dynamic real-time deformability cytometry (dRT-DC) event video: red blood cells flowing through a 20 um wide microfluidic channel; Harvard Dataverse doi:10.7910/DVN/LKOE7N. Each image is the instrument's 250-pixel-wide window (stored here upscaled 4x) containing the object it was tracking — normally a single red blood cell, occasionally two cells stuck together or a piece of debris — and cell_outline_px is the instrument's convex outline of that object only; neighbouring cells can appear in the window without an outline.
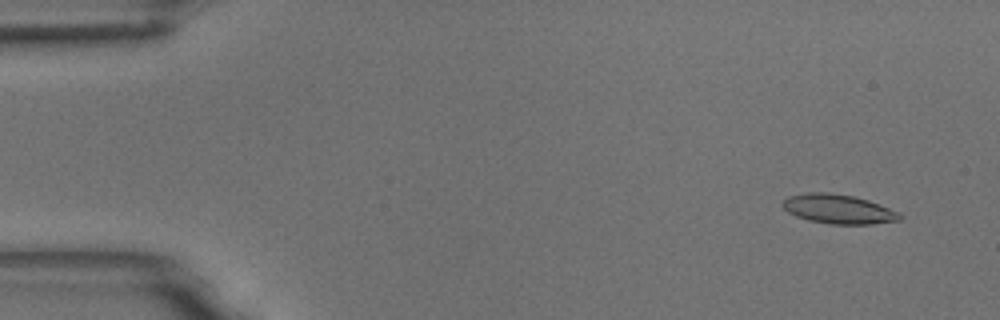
{"species": "common noctule bat (a hibernating species)", "species_latin": "Nyctalus noctula", "temperature_condition": "room temperature", "stored_images_in_passage": 4, "camera_frame_rate_fps": 3000, "um_per_image_px": 0.085, "animal": {"sex": "male", "body_mass_g": 18.8}, "frame": {"image": 1, "passage_image": 1, "time_ms": 0.0, "image_size_px": [1000, 320], "cell_outline_px": [[904, 216], [900, 220], [872, 224], [828, 224], [808, 220], [796, 216], [788, 212], [780, 204], [788, 196], [808, 192], [828, 192], [852, 196], [868, 200], [880, 204], [900, 212]], "centroid_in_image_um": [71.27, 17.77], "position_along_channel_um": 13.7, "area_um2": 20.17}}
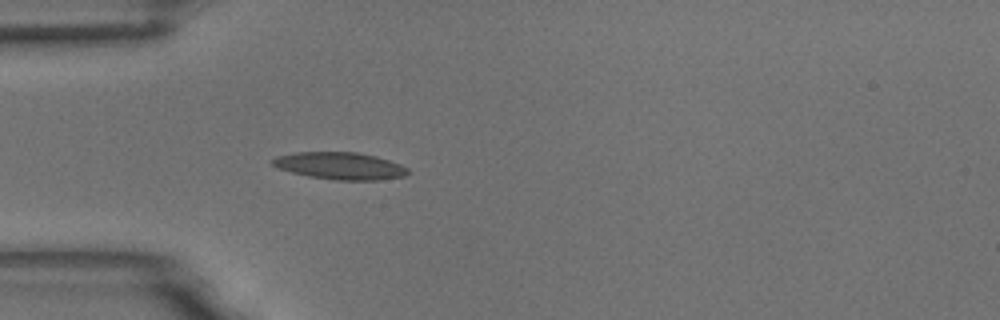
{"frame": {"image": 2, "passage_image": 4, "time_ms": 1.0, "image_size_px": [1000, 320], "cell_outline_px": [[412, 172], [404, 176], [380, 180], [336, 180], [308, 176], [292, 172], [280, 168], [272, 164], [268, 160], [276, 156], [296, 152], [356, 152], [376, 156], [400, 164], [408, 168]], "centroid_in_image_um": [28.92, 14.09], "position_along_channel_um": 56.1, "area_um2": 21.5}}